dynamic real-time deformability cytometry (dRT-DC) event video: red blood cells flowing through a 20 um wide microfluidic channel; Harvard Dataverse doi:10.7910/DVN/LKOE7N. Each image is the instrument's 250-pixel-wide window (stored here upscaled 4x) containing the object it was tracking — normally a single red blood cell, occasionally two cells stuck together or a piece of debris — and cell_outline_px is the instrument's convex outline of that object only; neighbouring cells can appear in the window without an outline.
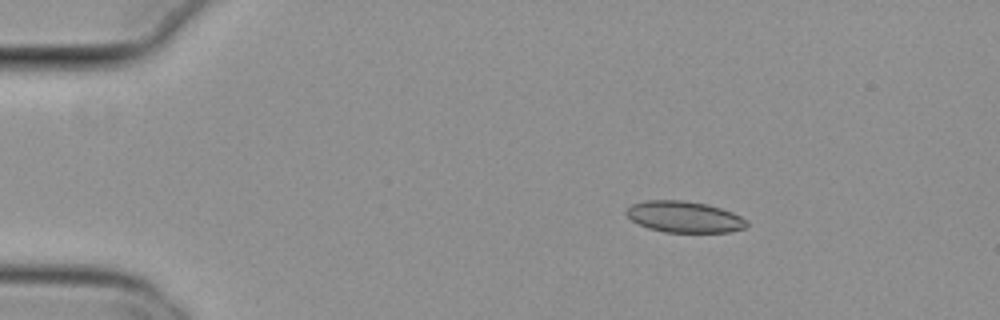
{"species": "common noctule bat (a hibernating species)", "species_latin": "Nyctalus noctula", "temperature_condition": "cold", "stored_images_in_passage": 46, "camera_frame_rate_fps": 3000, "um_per_image_px": 0.085, "animal": {"sex": "female", "body_mass_g": 29.2, "forearm_length_mm": 56.3}, "frame": {"image": 1, "passage_image": 1, "time_ms": 0.0, "image_size_px": [1000, 320], "cell_outline_px": [[748, 224], [744, 228], [728, 232], [664, 232], [648, 228], [632, 220], [624, 212], [632, 204], [644, 200], [684, 200], [708, 204], [732, 212], [748, 220]], "centroid_in_image_um": [58.17, 18.42], "position_along_channel_um": 26.8, "area_um2": 21.96}}
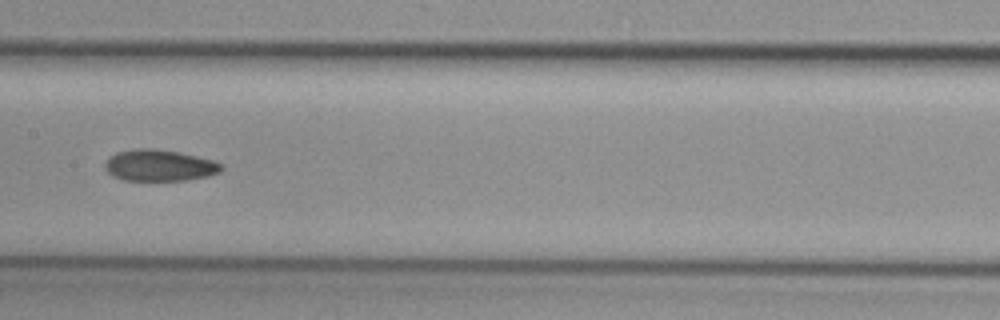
{"frame": {"image": 2, "passage_image": 20, "time_ms": 6.333, "image_size_px": [1000, 320], "cell_outline_px": [[224, 168], [220, 172], [208, 176], [184, 180], [120, 180], [112, 176], [104, 168], [104, 164], [116, 152], [132, 148], [152, 148], [180, 152], [212, 160], [220, 164]], "centroid_in_image_um": [13.52, 14.05], "position_along_channel_um": 193.9, "area_um2": 21.33}}
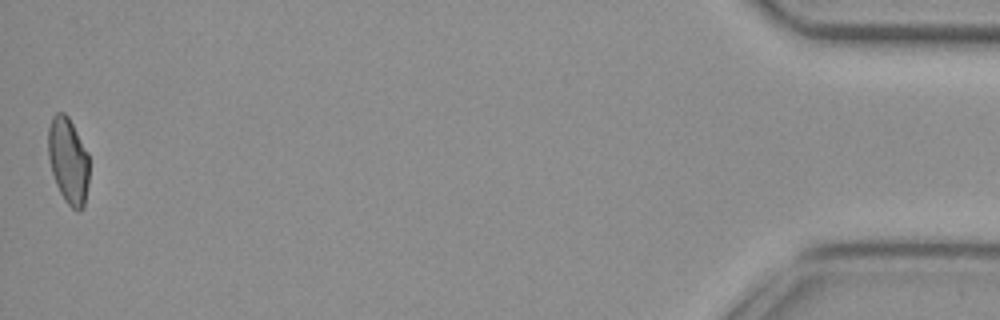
{"frame": {"image": 3, "passage_image": 46, "time_ms": 15.0, "image_size_px": [1000, 320], "cell_outline_px": [[88, 184], [84, 208], [80, 212], [76, 212], [64, 200], [56, 184], [52, 172], [48, 156], [48, 128], [52, 116], [56, 112], [64, 112], [68, 116], [88, 152]], "centroid_in_image_um": [5.8, 13.67], "position_along_channel_um": 429.4, "area_um2": 20.75}, "authors_computed_cell_mechanics": {"area_um2": 21.5305, "velocity_mm_per_s": 3.8132, "shape_relaxation_time_tau1_ms": null, "shape_relaxation_time_tau2_ms": 4.5657, "deformation_change_tau1": null, "deformation_change_tau2": 0.0957}}